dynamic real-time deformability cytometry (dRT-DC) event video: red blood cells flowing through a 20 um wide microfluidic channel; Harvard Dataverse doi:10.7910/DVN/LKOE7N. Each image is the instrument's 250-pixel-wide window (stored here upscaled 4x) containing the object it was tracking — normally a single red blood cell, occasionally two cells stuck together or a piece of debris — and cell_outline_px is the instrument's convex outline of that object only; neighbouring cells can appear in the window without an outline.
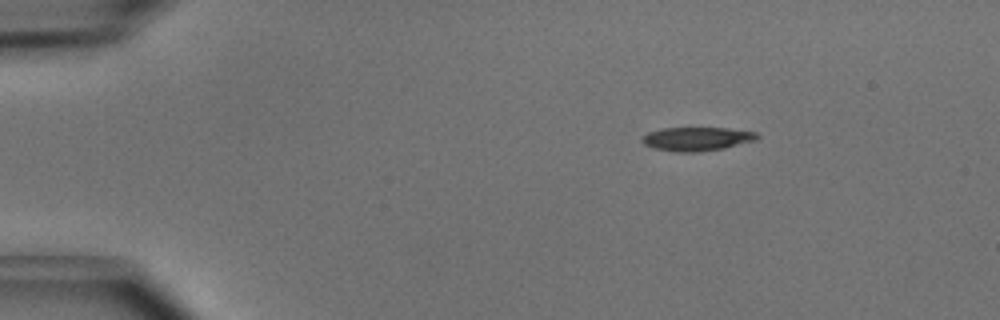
{"species": "common noctule bat (a hibernating species)", "species_latin": "Nyctalus noctula", "temperature_condition": "cold", "stored_images_in_passage": 3, "camera_frame_rate_fps": 3000, "um_per_image_px": 0.085, "animal": {"sex": "male", "body_mass_g": 15.6}, "frame": {"image": 1, "passage_image": 1, "time_ms": 0.0, "image_size_px": [1000, 320], "cell_outline_px": [[760, 136], [756, 140], [724, 148], [696, 152], [676, 152], [656, 148], [644, 144], [640, 140], [648, 132], [660, 128], [728, 128], [756, 132]], "centroid_in_image_um": [59.24, 11.8], "position_along_channel_um": 25.8, "area_um2": 15.84}}